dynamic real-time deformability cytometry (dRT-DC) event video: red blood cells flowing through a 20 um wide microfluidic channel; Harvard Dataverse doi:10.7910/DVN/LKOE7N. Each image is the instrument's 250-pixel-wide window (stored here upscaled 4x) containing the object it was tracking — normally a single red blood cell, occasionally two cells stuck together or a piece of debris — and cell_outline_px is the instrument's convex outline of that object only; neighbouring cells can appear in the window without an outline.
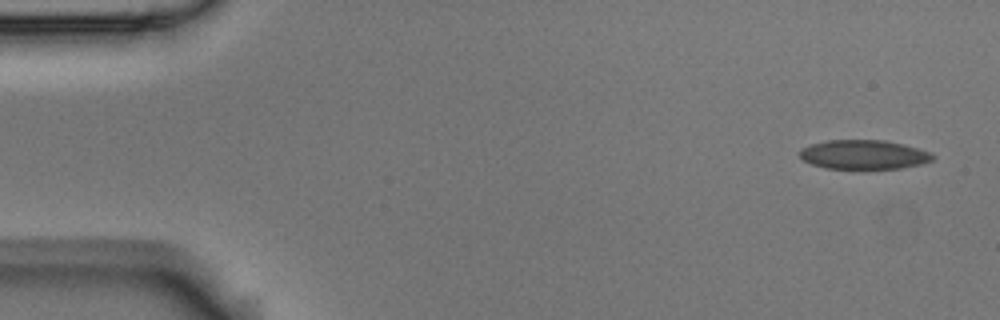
{"species": "Egyptian fruit bat (a non-hibernating species)", "species_latin": "Rousettus aegyptiacus", "temperature_condition": "room temperature", "stored_images_in_passage": 5, "segment_of_instrument_passage": [1, 2], "camera_frame_rate_fps": 3000, "um_per_image_px": 0.085, "animal": {"sex": "male"}, "frame": {"image": 1, "passage_image": 1, "time_ms": 0.0, "image_size_px": [1000, 320], "cell_outline_px": [[936, 156], [932, 160], [920, 164], [900, 168], [828, 168], [812, 164], [804, 160], [800, 156], [800, 148], [812, 144], [828, 140], [884, 140], [904, 144], [932, 152]], "centroid_in_image_um": [73.45, 13.13], "position_along_channel_um": 11.5, "area_um2": 22.48}}
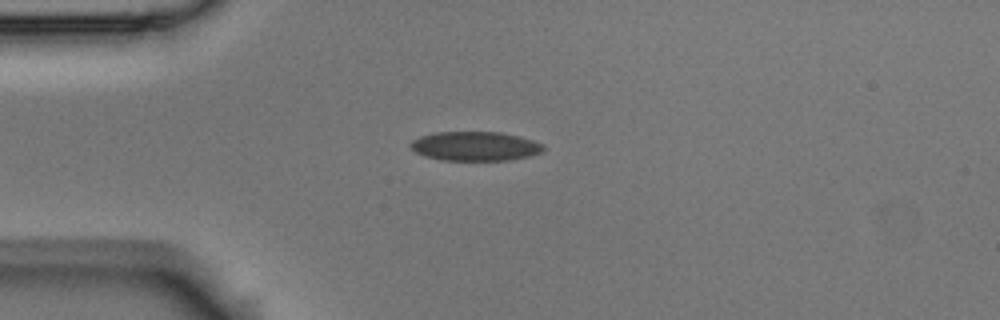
{"frame": {"image": 2, "passage_image": 4, "time_ms": 1.0, "image_size_px": [1000, 320], "cell_outline_px": [[544, 152], [528, 156], [508, 160], [440, 160], [424, 156], [416, 152], [408, 144], [412, 140], [420, 136], [436, 132], [500, 132], [532, 140], [544, 144]], "centroid_in_image_um": [40.37, 12.43], "position_along_channel_um": 44.6, "area_um2": 22.6}}